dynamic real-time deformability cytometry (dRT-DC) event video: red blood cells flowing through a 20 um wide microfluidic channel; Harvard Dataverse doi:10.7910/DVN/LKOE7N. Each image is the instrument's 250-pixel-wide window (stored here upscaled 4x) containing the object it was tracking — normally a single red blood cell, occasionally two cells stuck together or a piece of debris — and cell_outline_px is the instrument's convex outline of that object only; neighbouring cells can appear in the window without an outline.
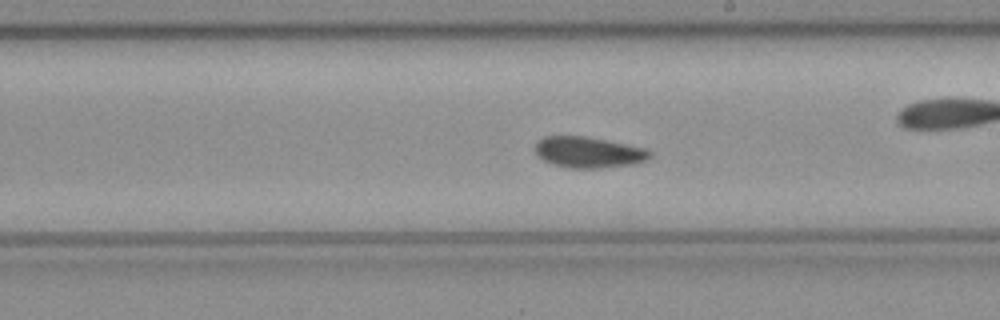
{"species": "common noctule bat (a hibernating species)", "species_latin": "Nyctalus noctula", "temperature_condition": "cold", "stored_images_in_passage": 41, "camera_frame_rate_fps": 3000, "um_per_image_px": 0.085, "animal": {"sex": "female", "body_mass_g": 21.9}, "frame": {"image": 1, "passage_image": 18, "time_ms": 5.667, "image_size_px": [1000, 320], "cell_outline_px": [[652, 156], [636, 164], [600, 168], [568, 168], [552, 164], [544, 160], [536, 152], [536, 140], [544, 136], [584, 136], [608, 140], [648, 148], [652, 152]], "centroid_in_image_um": [50.06, 12.94], "position_along_channel_um": 238.9, "area_um2": 20.92}}
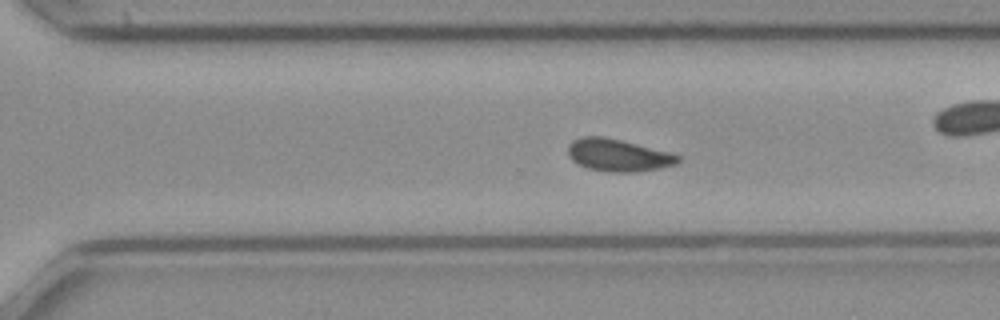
{"frame": {"image": 2, "passage_image": 24, "time_ms": 7.667, "image_size_px": [1000, 320], "cell_outline_px": [[680, 160], [676, 164], [660, 168], [636, 172], [612, 172], [588, 168], [572, 160], [568, 156], [568, 144], [572, 140], [580, 136], [604, 136], [672, 152], [680, 156]], "centroid_in_image_um": [52.54, 13.18], "position_along_channel_um": 318.1, "area_um2": 20.87}}
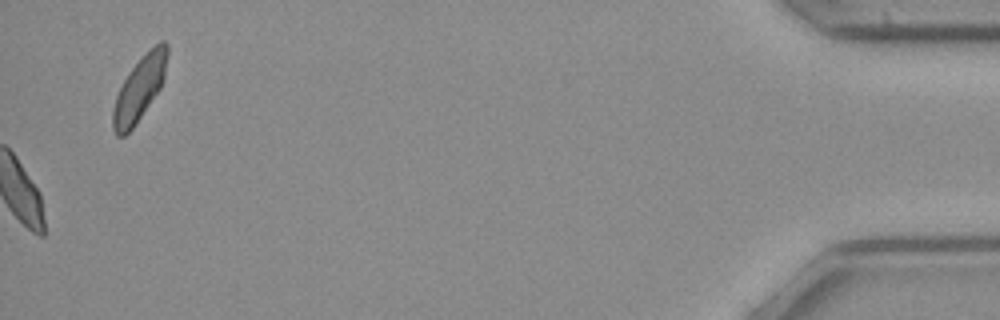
{"frame": {"image": 3, "passage_image": 41, "time_ms": 13.333, "image_size_px": [1000, 320], "cell_outline_px": [[168, 56], [164, 76], [160, 88], [132, 128], [124, 136], [116, 136], [112, 128], [112, 112], [116, 96], [128, 72], [160, 40], [164, 40], [168, 44]], "centroid_in_image_um": [11.85, 7.54], "position_along_channel_um": 423.4, "area_um2": 19.83}, "authors_computed_cell_mechanics": {"area_um2": 20.6924, "velocity_mm_per_s": 3.9676, "shape_relaxation_time_tau1_ms": null, "shape_relaxation_time_tau2_ms": 5.45, "deformation_change_tau1": null, "deformation_change_tau2": 0.0675}}